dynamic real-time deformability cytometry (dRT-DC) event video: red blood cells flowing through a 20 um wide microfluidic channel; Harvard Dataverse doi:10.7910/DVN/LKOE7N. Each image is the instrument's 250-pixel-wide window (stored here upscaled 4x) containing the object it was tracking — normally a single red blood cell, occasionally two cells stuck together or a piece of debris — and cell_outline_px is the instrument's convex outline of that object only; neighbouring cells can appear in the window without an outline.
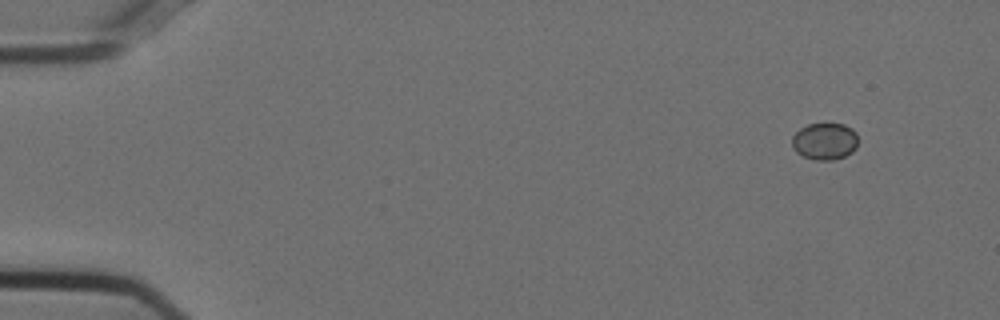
{"species": "Egyptian fruit bat (a non-hibernating species)", "species_latin": "Rousettus aegyptiacus", "temperature_condition": "cold", "stored_images_in_passage": 51, "camera_frame_rate_fps": 3000, "um_per_image_px": 0.085, "animal": {"sex": "female"}, "frame": {"image": 1, "passage_image": 1, "time_ms": 0.0, "image_size_px": [1000, 320], "cell_outline_px": [[856, 148], [852, 152], [844, 156], [832, 160], [816, 160], [804, 156], [796, 152], [792, 148], [792, 136], [800, 128], [808, 124], [844, 124], [852, 128], [856, 132]], "centroid_in_image_um": [70.09, 12.01], "position_along_channel_um": 14.9, "area_um2": 14.16}}
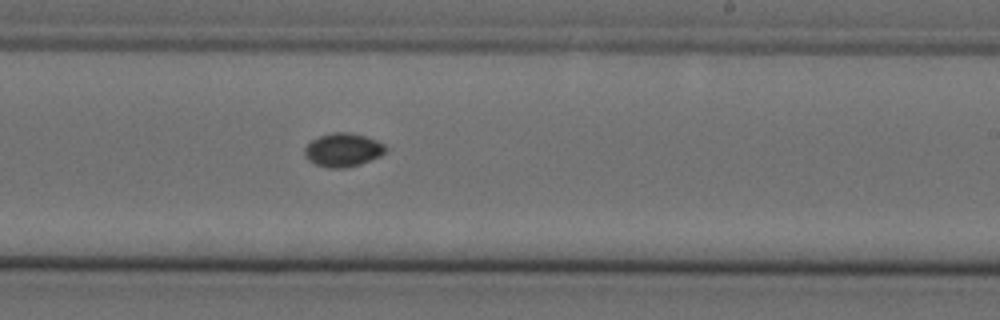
{"frame": {"image": 2, "passage_image": 30, "time_ms": 9.667, "image_size_px": [1000, 320], "cell_outline_px": [[388, 148], [380, 156], [360, 164], [344, 168], [328, 168], [316, 164], [308, 160], [304, 156], [304, 148], [312, 140], [320, 136], [332, 132], [348, 132], [364, 136], [376, 140], [384, 144]], "centroid_in_image_um": [29.14, 12.75], "position_along_channel_um": 259.9, "area_um2": 15.78}}
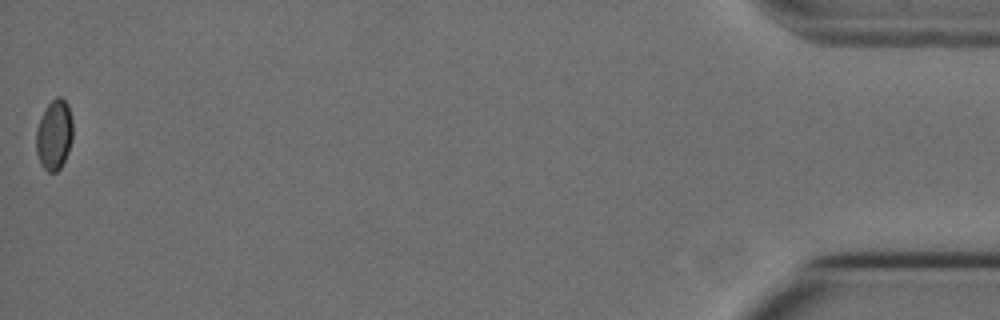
{"frame": {"image": 3, "passage_image": 51, "time_ms": 16.667, "image_size_px": [1000, 320], "cell_outline_px": [[72, 140], [68, 152], [60, 168], [56, 172], [48, 172], [40, 164], [36, 152], [36, 128], [48, 104], [56, 96], [60, 96], [68, 104], [72, 120]], "centroid_in_image_um": [4.61, 11.47], "position_along_channel_um": 430.6, "area_um2": 14.97}}